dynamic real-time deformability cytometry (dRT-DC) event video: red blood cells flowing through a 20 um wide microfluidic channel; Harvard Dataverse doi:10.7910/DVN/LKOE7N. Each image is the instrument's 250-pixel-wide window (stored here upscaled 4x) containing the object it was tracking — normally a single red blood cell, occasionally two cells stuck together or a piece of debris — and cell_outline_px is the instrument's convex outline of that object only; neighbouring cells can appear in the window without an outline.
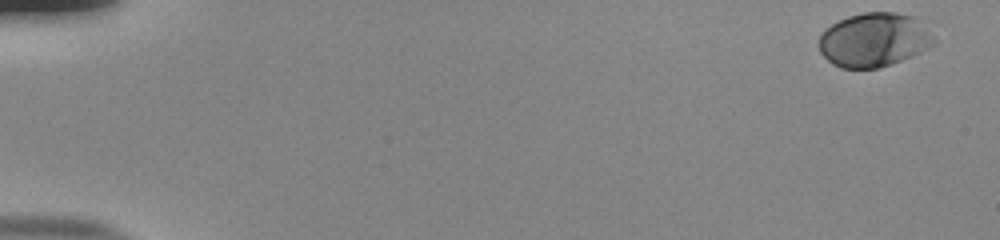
{"species": "human", "species_latin": "Homo sapiens", "temperature_condition": "room temperature", "stored_images_in_passage": 54, "camera_frame_rate_fps": 3000, "um_per_image_px": 0.085, "donor": {"sex": "male"}, "frame": {"image": 1, "passage_image": 1, "time_ms": 0.0, "image_size_px": [1000, 240], "cell_outline_px": [[936, 20], [932, 44], [928, 48], [912, 56], [876, 68], [840, 68], [832, 64], [820, 52], [820, 32], [824, 28], [848, 16], [864, 12], [892, 12], [916, 16]], "centroid_in_image_um": [74.41, 3.33], "position_along_channel_um": 10.6, "area_um2": 37.17}}
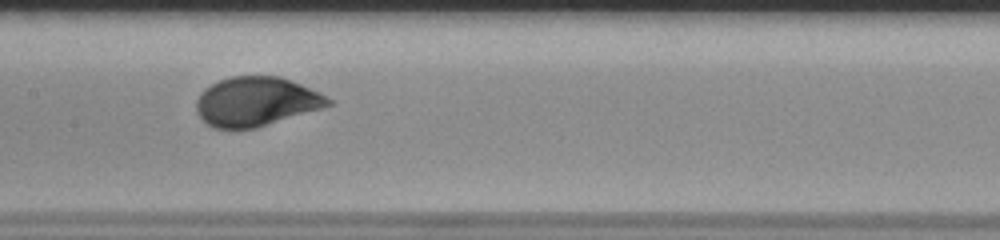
{"frame": {"image": 2, "passage_image": 28, "time_ms": 9.0, "image_size_px": [1000, 240], "cell_outline_px": [[332, 104], [320, 108], [256, 128], [212, 128], [196, 112], [196, 100], [212, 84], [220, 80], [232, 76], [280, 76], [320, 92], [332, 100]], "centroid_in_image_um": [21.78, 8.63], "position_along_channel_um": 185.6, "area_um2": 37.22}}
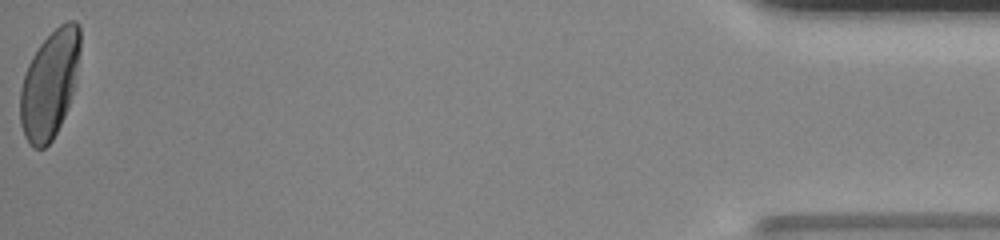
{"frame": {"image": 3, "passage_image": 54, "time_ms": 17.667, "image_size_px": [1000, 240], "cell_outline_px": [[80, 52], [72, 92], [68, 108], [52, 140], [44, 148], [32, 148], [24, 136], [20, 124], [20, 88], [28, 64], [32, 56], [40, 44], [60, 24], [68, 20], [76, 20], [80, 24]], "centroid_in_image_um": [4.21, 7.15], "position_along_channel_um": 431.0, "area_um2": 37.51}, "authors_computed_cell_mechanics": {"area_um2": 36.8186, "velocity_mm_per_s": 3.8177, "shape_relaxation_time_tau1_ms": 2.514, "shape_relaxation_time_tau2_ms": null, "deformation_change_tau1": 0.138, "deformation_change_tau2": null}}